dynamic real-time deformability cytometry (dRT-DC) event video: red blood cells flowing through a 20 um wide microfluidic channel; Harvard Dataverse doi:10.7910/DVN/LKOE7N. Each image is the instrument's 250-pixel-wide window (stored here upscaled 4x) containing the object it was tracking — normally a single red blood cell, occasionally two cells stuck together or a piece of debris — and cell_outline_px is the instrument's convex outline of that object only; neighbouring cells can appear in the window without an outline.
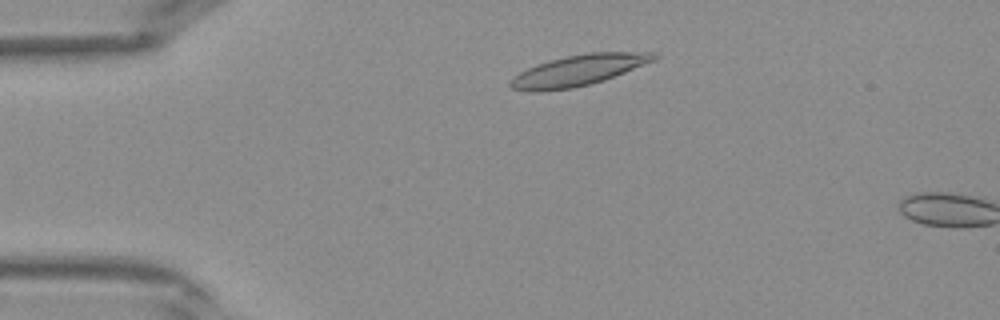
{"species": "Egyptian fruit bat (a non-hibernating species)", "species_latin": "Rousettus aegyptiacus", "temperature_condition": "warm", "stored_images_in_passage": 7, "camera_frame_rate_fps": 3000, "um_per_image_px": 0.085, "frame": {"image": 1, "passage_image": 5, "time_ms": 1.333, "image_size_px": [1000, 320], "cell_outline_px": [[660, 56], [656, 60], [604, 80], [572, 88], [540, 92], [532, 92], [512, 88], [508, 84], [520, 72], [536, 64], [564, 56], [588, 52], [652, 52]], "centroid_in_image_um": [49.19, 5.97], "position_along_channel_um": 35.8, "area_um2": 25.72}}